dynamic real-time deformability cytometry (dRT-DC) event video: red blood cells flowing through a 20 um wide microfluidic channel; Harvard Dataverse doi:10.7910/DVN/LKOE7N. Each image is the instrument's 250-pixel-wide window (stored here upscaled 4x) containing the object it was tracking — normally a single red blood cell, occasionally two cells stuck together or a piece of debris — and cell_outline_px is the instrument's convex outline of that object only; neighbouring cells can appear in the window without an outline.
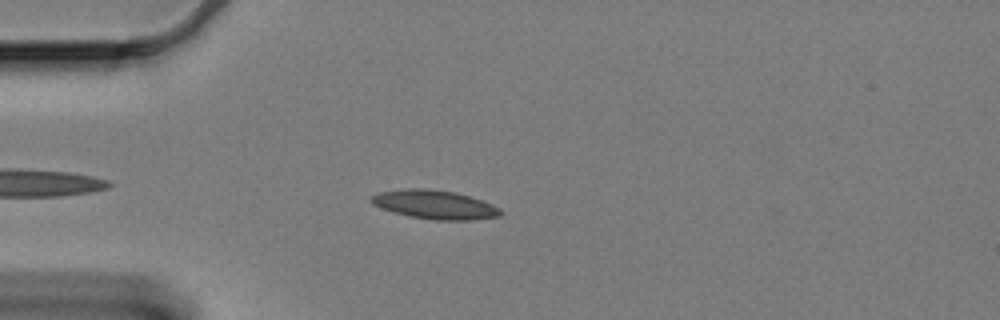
{"species": "Egyptian fruit bat (a non-hibernating species)", "species_latin": "Rousettus aegyptiacus", "temperature_condition": "cold", "stored_images_in_passage": 28, "camera_frame_rate_fps": 3000, "um_per_image_px": 0.085, "animal": {"sex": "female"}, "frame": {"image": 1, "passage_image": 4, "time_ms": 1.0, "image_size_px": [1000, 320], "cell_outline_px": [[504, 212], [500, 216], [472, 220], [436, 220], [408, 216], [380, 208], [372, 204], [368, 200], [368, 196], [376, 192], [408, 188], [428, 188], [452, 192], [468, 196], [492, 204], [500, 208]], "centroid_in_image_um": [36.89, 17.39], "position_along_channel_um": 48.1, "area_um2": 21.91}}
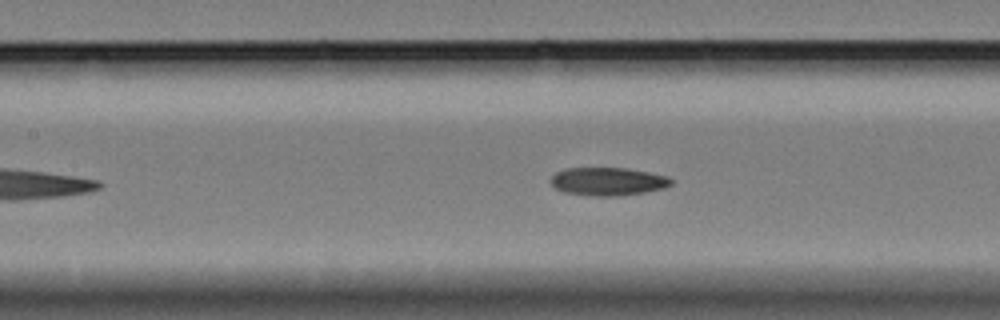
{"frame": {"image": 2, "passage_image": 15, "time_ms": 4.667, "image_size_px": [1000, 320], "cell_outline_px": [[672, 184], [664, 188], [644, 192], [620, 196], [592, 196], [564, 192], [556, 188], [548, 180], [556, 172], [564, 168], [624, 168], [648, 172], [668, 176], [672, 180]], "centroid_in_image_um": [51.65, 15.42], "position_along_channel_um": 155.7, "area_um2": 19.77}}
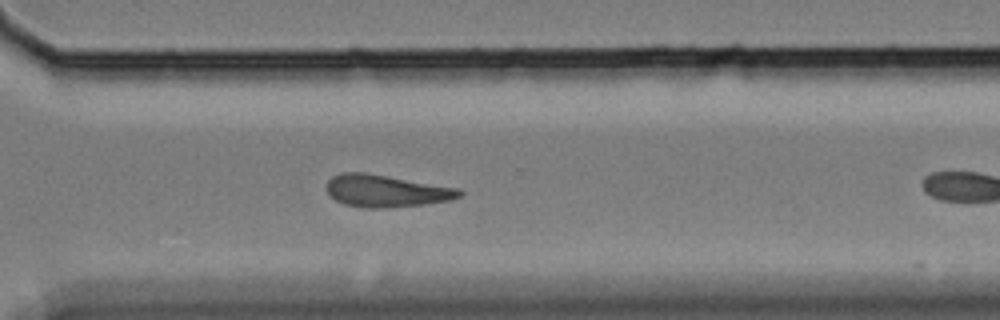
{"frame": {"image": 3, "passage_image": 27, "time_ms": 8.667, "image_size_px": [1000, 320], "cell_outline_px": [[464, 196], [452, 200], [424, 204], [384, 208], [364, 208], [344, 204], [336, 200], [328, 192], [328, 180], [332, 176], [340, 172], [364, 172], [460, 188], [464, 192]], "centroid_in_image_um": [32.87, 16.23], "position_along_channel_um": 337.7, "area_um2": 25.03}}